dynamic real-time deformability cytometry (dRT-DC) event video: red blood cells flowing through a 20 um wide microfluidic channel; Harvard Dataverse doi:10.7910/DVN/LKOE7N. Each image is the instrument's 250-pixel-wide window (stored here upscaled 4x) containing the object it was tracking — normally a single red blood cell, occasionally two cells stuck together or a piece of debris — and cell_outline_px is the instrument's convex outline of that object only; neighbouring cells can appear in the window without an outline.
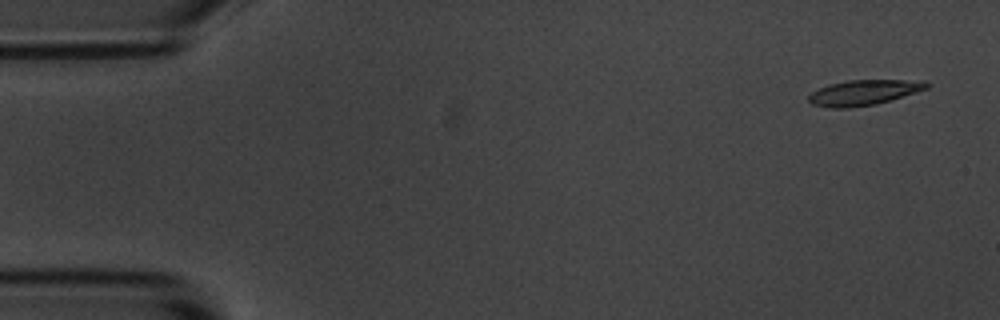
{"species": "common noctule bat (a hibernating species)", "species_latin": "Nyctalus noctula", "temperature_condition": "room temperature", "stored_images_in_passage": 9, "camera_frame_rate_fps": 3000, "um_per_image_px": 0.085, "animal": {"sex": "male", "body_mass_g": 20.1, "forearm_length_mm": 53.5}, "frame": {"image": 1, "passage_image": 1, "time_ms": 0.0, "image_size_px": [1000, 320], "cell_outline_px": [[932, 84], [928, 88], [916, 92], [876, 104], [848, 108], [832, 108], [812, 104], [808, 100], [808, 96], [812, 92], [828, 84], [848, 80], [924, 80]], "centroid_in_image_um": [73.44, 7.85], "position_along_channel_um": 11.6, "area_um2": 17.4}}
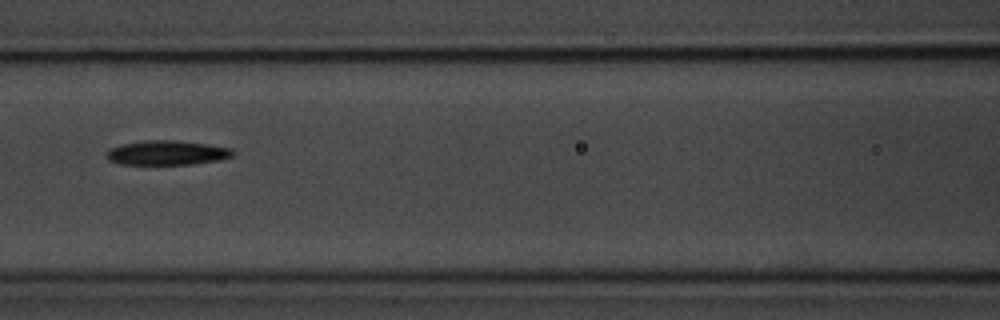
{"frame": {"image": 2, "passage_image": 7, "time_ms": 7.0, "image_size_px": [1000, 320], "cell_outline_px": [[236, 152], [232, 156], [216, 160], [192, 164], [120, 164], [108, 160], [108, 152], [112, 148], [120, 144], [144, 140], [176, 140], [208, 144], [232, 148]], "centroid_in_image_um": [14.22, 12.97], "position_along_channel_um": 152.4, "area_um2": 17.92}}
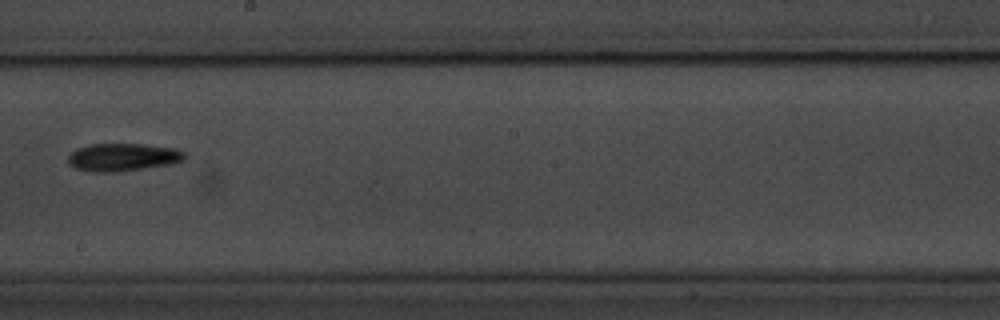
{"frame": {"image": 3, "passage_image": 9, "time_ms": 9.333, "image_size_px": [1000, 320], "cell_outline_px": [[188, 156], [184, 160], [172, 164], [116, 172], [88, 172], [76, 168], [68, 164], [68, 156], [76, 148], [88, 144], [144, 144], [176, 148], [184, 152]], "centroid_in_image_um": [10.44, 13.36], "position_along_channel_um": 237.8, "area_um2": 19.13}}